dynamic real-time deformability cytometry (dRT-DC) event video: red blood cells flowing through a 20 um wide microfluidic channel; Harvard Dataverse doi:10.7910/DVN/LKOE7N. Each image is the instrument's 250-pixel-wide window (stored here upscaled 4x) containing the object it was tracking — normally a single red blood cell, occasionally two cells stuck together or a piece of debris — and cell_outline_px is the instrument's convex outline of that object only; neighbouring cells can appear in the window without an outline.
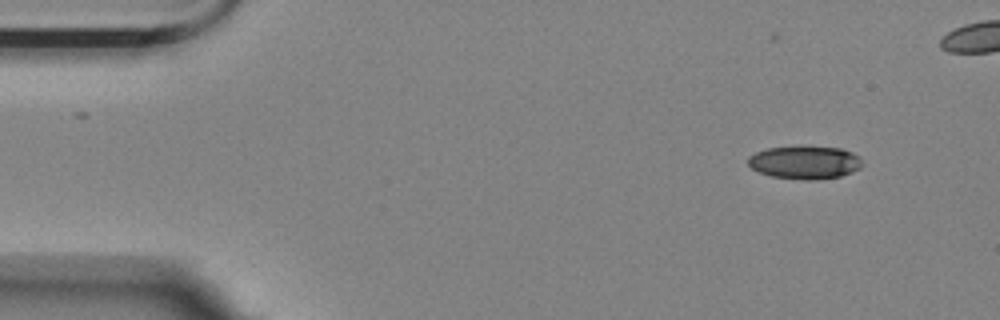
{"species": "Egyptian fruit bat (a non-hibernating species)", "species_latin": "Rousettus aegyptiacus", "temperature_condition": "room temperature", "stored_images_in_passage": 6, "camera_frame_rate_fps": 3000, "um_per_image_px": 0.085, "animal": {"sex": "female"}, "frame": {"image": 1, "passage_image": 1, "time_ms": 0.0, "image_size_px": [1000, 320], "cell_outline_px": [[864, 164], [860, 168], [852, 172], [840, 176], [816, 180], [804, 180], [772, 176], [760, 172], [752, 168], [748, 164], [748, 156], [756, 152], [768, 148], [840, 148], [852, 152], [860, 156]], "centroid_in_image_um": [68.45, 13.83], "position_along_channel_um": 16.6, "area_um2": 21.62}}
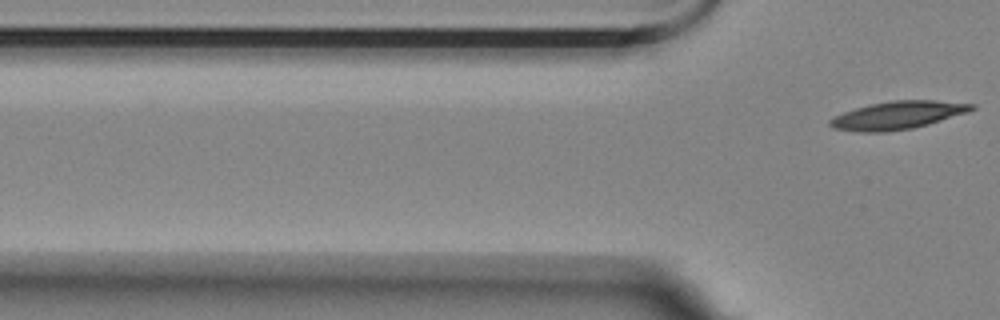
{"frame": {"image": 2, "passage_image": 6, "time_ms": 1.667, "image_size_px": [1000, 320], "cell_outline_px": [[976, 108], [968, 112], [928, 124], [912, 128], [884, 132], [856, 132], [832, 128], [828, 124], [828, 120], [832, 116], [856, 108], [872, 104], [892, 100], [936, 100], [976, 104]], "centroid_in_image_um": [76.28, 9.8], "position_along_channel_um": 49.5, "area_um2": 23.12}}